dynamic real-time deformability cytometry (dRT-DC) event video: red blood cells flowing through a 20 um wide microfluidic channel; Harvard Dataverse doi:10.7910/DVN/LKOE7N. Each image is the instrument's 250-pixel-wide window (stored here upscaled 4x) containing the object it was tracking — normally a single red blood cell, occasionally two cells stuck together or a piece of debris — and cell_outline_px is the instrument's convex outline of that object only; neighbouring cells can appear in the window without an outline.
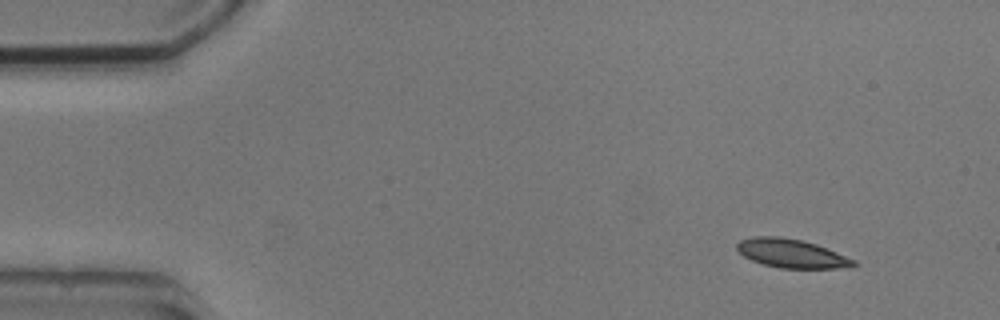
{"species": "common noctule bat (a hibernating species)", "species_latin": "Nyctalus noctula", "temperature_condition": "cold", "stored_images_in_passage": 5, "camera_frame_rate_fps": 3000, "um_per_image_px": 0.085, "animal": {"sex": "male", "body_mass_g": 20.5, "forearm_length_mm": 52.5}, "frame": {"image": 1, "passage_image": 1, "time_ms": 0.0, "image_size_px": [1000, 320], "cell_outline_px": [[860, 264], [852, 268], [780, 268], [764, 264], [752, 260], [744, 256], [736, 248], [736, 244], [740, 240], [752, 236], [780, 236], [800, 240], [816, 244], [856, 260]], "centroid_in_image_um": [67.31, 21.54], "position_along_channel_um": 17.7, "area_um2": 19.59}}